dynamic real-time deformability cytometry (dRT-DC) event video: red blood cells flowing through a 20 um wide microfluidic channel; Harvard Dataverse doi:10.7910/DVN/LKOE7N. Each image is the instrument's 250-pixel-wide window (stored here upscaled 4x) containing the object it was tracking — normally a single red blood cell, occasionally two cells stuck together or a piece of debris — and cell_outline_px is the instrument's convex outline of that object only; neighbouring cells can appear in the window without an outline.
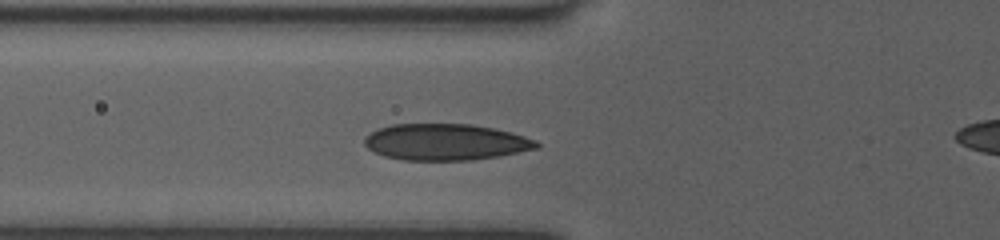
{"species": "human", "species_latin": "Homo sapiens", "temperature_condition": "room temperature", "stored_images_in_passage": 39, "camera_frame_rate_fps": 3000, "um_per_image_px": 0.085, "donor": {"sex": "female"}, "frame": {"image": 1, "passage_image": 2, "time_ms": 0.333, "image_size_px": [1000, 240], "cell_outline_px": [[540, 148], [500, 156], [472, 160], [404, 160], [384, 156], [372, 152], [364, 144], [364, 136], [380, 128], [392, 124], [472, 124], [492, 128], [524, 136], [536, 140], [540, 144]], "centroid_in_image_um": [37.87, 12.08], "position_along_channel_um": 87.9, "area_um2": 36.59}}
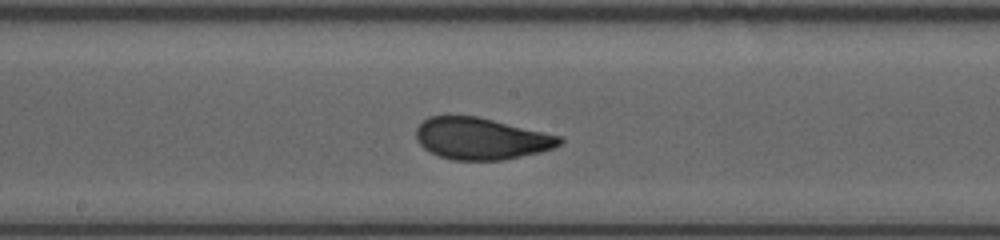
{"frame": {"image": 2, "passage_image": 18, "time_ms": 3.333, "image_size_px": [1000, 240], "cell_outline_px": [[564, 140], [560, 144], [552, 148], [540, 152], [504, 160], [452, 160], [428, 152], [416, 140], [416, 128], [424, 120], [432, 116], [476, 116], [560, 136]], "centroid_in_image_um": [40.87, 11.79], "position_along_channel_um": 207.3, "area_um2": 34.62}}
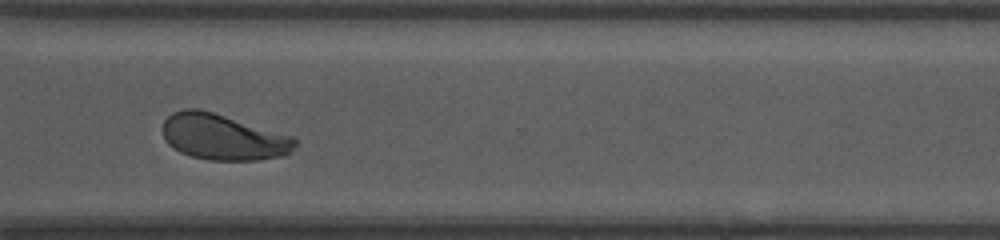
{"frame": {"image": 3, "passage_image": 38, "time_ms": 7.0, "image_size_px": [1000, 240], "cell_outline_px": [[296, 144], [288, 156], [256, 160], [208, 160], [192, 156], [180, 152], [168, 144], [164, 136], [164, 120], [172, 112], [184, 108], [196, 108], [212, 112], [292, 136], [296, 140]], "centroid_in_image_um": [18.97, 11.66], "position_along_channel_um": 351.6, "area_um2": 35.2}}